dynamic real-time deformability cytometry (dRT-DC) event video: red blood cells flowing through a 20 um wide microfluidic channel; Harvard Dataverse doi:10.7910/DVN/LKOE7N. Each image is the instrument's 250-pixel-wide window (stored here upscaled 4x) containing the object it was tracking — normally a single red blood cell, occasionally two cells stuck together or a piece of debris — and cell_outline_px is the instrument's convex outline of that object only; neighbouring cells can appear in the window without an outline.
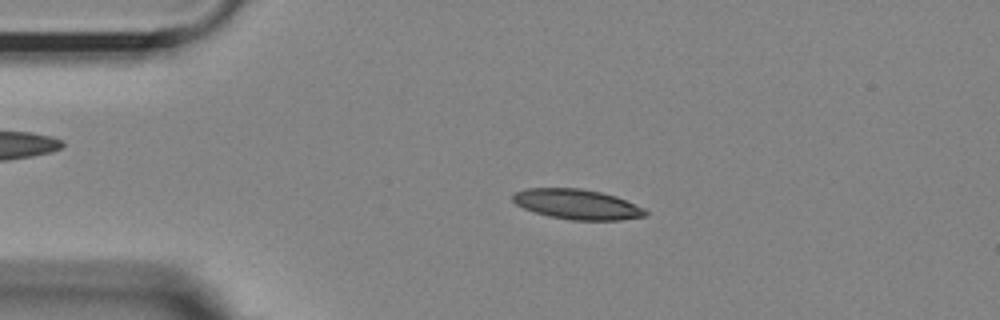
{"species": "Egyptian fruit bat (a non-hibernating species)", "species_latin": "Rousettus aegyptiacus", "temperature_condition": "room temperature", "stored_images_in_passage": 47, "camera_frame_rate_fps": 3000, "um_per_image_px": 0.085, "animal": {"sex": "female"}, "frame": {"image": 1, "passage_image": 11, "time_ms": 3.333, "image_size_px": [1000, 320], "cell_outline_px": [[648, 216], [620, 220], [572, 220], [552, 216], [536, 212], [524, 208], [516, 204], [512, 200], [512, 196], [516, 192], [524, 188], [580, 188], [600, 192], [616, 196], [644, 208], [648, 212]], "centroid_in_image_um": [49.08, 17.36], "position_along_channel_um": 35.9, "area_um2": 23.12}}
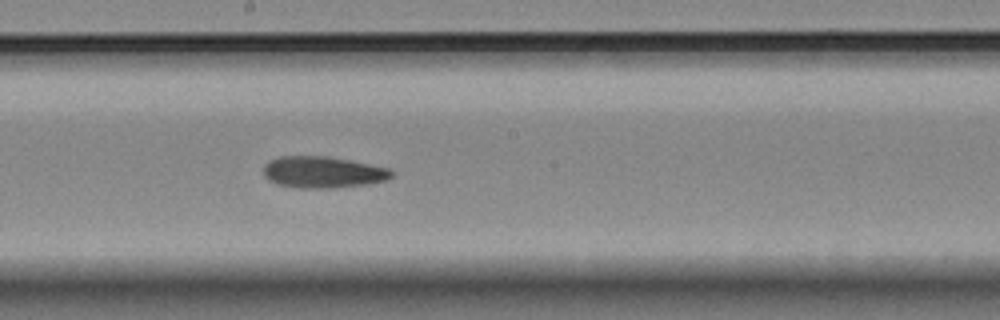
{"frame": {"image": 2, "passage_image": 29, "time_ms": 9.333, "image_size_px": [1000, 320], "cell_outline_px": [[396, 172], [388, 180], [368, 184], [332, 188], [296, 188], [276, 184], [268, 180], [264, 176], [264, 164], [268, 160], [280, 156], [328, 156], [388, 168]], "centroid_in_image_um": [27.42, 14.64], "position_along_channel_um": 220.8, "area_um2": 23.76}}
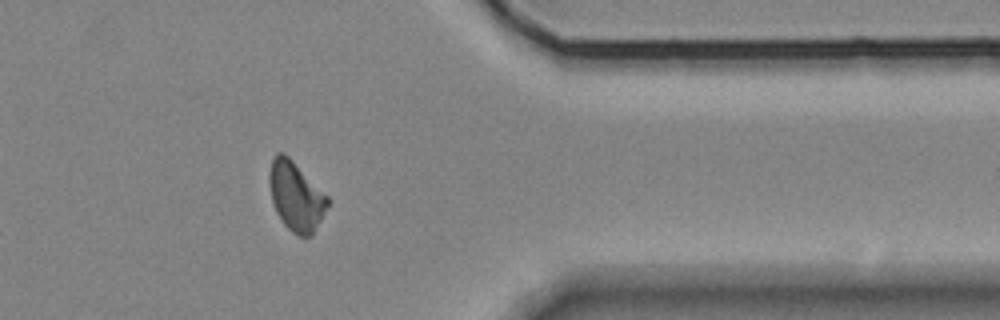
{"frame": {"image": 3, "passage_image": 44, "time_ms": 14.333, "image_size_px": [1000, 320], "cell_outline_px": [[332, 200], [320, 220], [312, 232], [308, 236], [300, 236], [292, 232], [284, 224], [276, 212], [272, 200], [268, 180], [268, 176], [272, 156], [276, 152], [284, 152]], "centroid_in_image_um": [25.14, 16.64], "position_along_channel_um": 386.3, "area_um2": 23.35}, "authors_computed_cell_mechanics": {"area_um2": 23.12, "velocity_mm_per_s": 3.6126, "shape_relaxation_time_tau1_ms": null, "shape_relaxation_time_tau2_ms": 8.5671, "deformation_change_tau1": null, "deformation_change_tau2": 0.1758}}